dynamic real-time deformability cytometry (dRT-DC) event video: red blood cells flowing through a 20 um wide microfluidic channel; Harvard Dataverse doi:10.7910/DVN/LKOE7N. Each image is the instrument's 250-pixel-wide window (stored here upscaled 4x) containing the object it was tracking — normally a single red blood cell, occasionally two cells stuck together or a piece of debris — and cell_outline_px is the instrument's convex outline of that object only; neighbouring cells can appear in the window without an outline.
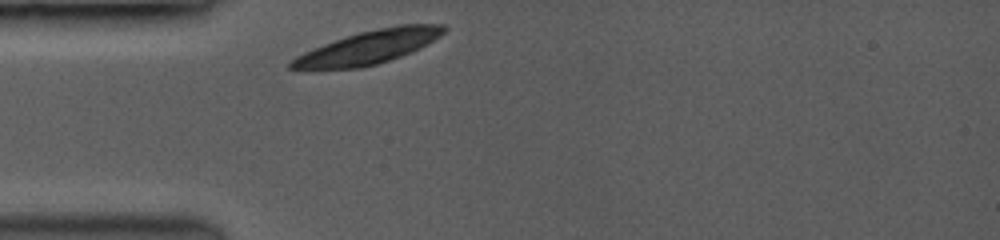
{"species": "common noctule bat (a hibernating species)", "species_latin": "Nyctalus noctula", "temperature_condition": "room temperature", "stored_images_in_passage": 4, "camera_frame_rate_fps": 3500, "um_per_image_px": 0.085, "animal": {"sex": "female", "body_mass_g": 19.0, "forearm_length_mm": 53.3}, "frame": {"image": 1, "passage_image": 1, "time_ms": 0.0, "image_size_px": [1000, 240], "cell_outline_px": [[448, 28], [440, 36], [400, 56], [376, 64], [360, 68], [288, 68], [288, 64], [296, 56], [312, 48], [360, 32], [376, 28], [396, 24], [444, 24]], "centroid_in_image_um": [31.34, 3.98], "position_along_channel_um": 53.7, "area_um2": 28.9}}
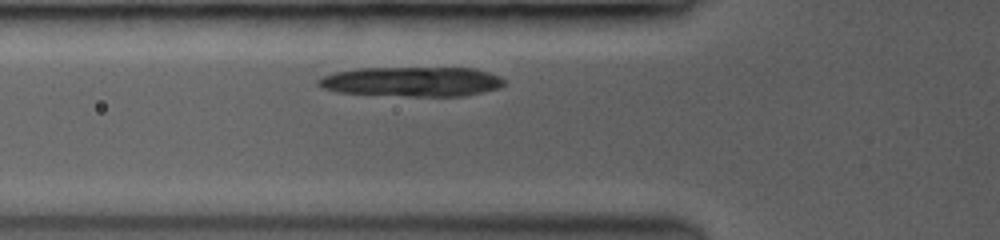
{"frame": {"image": 2, "passage_image": 4, "time_ms": 1.143, "image_size_px": [1000, 240], "cell_outline_px": [[504, 84], [500, 88], [460, 96], [416, 96], [340, 92], [324, 88], [316, 84], [316, 80], [324, 76], [336, 72], [360, 68], [476, 68], [500, 76], [504, 80]], "centroid_in_image_um": [35.05, 6.93], "position_along_channel_um": 90.8, "area_um2": 31.79}}